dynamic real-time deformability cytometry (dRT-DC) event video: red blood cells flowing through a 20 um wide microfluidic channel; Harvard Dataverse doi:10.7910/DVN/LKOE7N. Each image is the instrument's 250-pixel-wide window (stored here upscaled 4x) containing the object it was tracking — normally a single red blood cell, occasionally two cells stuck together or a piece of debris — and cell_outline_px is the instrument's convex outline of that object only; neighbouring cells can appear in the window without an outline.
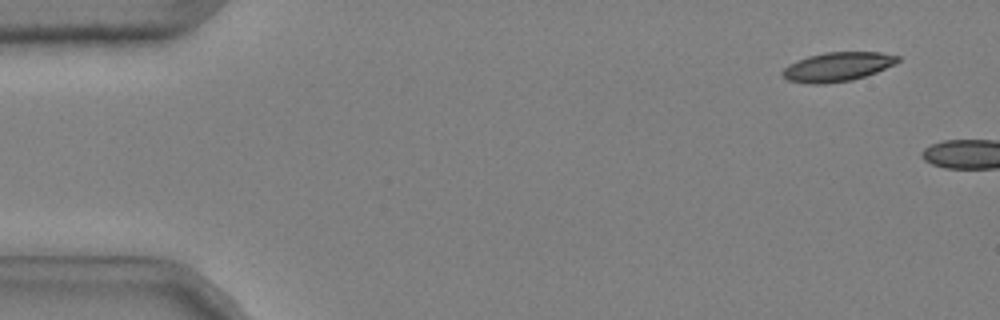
{"species": "common noctule bat (a hibernating species)", "species_latin": "Nyctalus noctula", "temperature_condition": "cold", "stored_images_in_passage": 3, "camera_frame_rate_fps": 3000, "um_per_image_px": 0.085, "animal": {"sex": "male", "body_mass_g": 20.4}, "frame": {"image": 1, "passage_image": 1, "time_ms": 0.0, "image_size_px": [1000, 320], "cell_outline_px": [[900, 60], [896, 64], [876, 72], [852, 80], [824, 84], [812, 84], [788, 80], [780, 72], [788, 64], [808, 56], [824, 52], [880, 52], [900, 56]], "centroid_in_image_um": [71.19, 5.67], "position_along_channel_um": 13.8, "area_um2": 19.59}}